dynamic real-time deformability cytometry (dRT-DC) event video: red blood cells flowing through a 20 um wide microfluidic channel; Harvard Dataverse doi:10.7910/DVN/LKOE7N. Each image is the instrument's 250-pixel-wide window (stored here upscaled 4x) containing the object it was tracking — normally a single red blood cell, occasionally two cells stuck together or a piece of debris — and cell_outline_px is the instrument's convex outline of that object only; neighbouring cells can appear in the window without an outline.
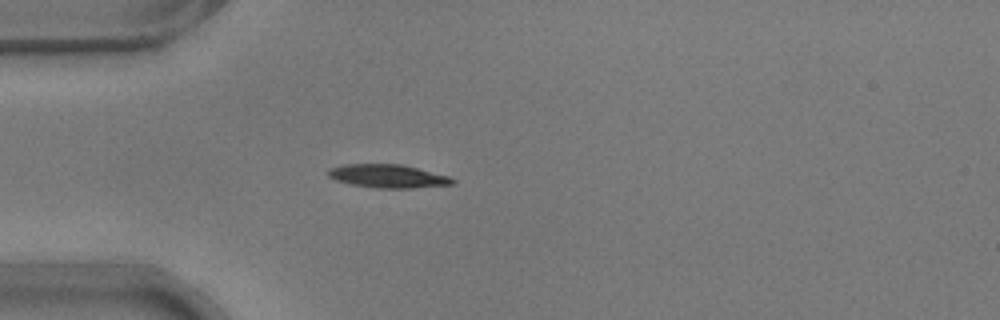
{"species": "common noctule bat (a hibernating species)", "species_latin": "Nyctalus noctula", "temperature_condition": "warm", "stored_images_in_passage": 40, "camera_frame_rate_fps": 3000, "um_per_image_px": 0.085, "animal": {"sex": "male", "body_mass_g": 17.9}, "frame": {"image": 1, "passage_image": 1, "time_ms": 0.0, "image_size_px": [1000, 320], "cell_outline_px": [[456, 180], [452, 184], [412, 188], [376, 188], [348, 184], [336, 180], [328, 176], [328, 168], [344, 164], [400, 164], [448, 176]], "centroid_in_image_um": [32.91, 14.97], "position_along_channel_um": 52.1, "area_um2": 16.82}}
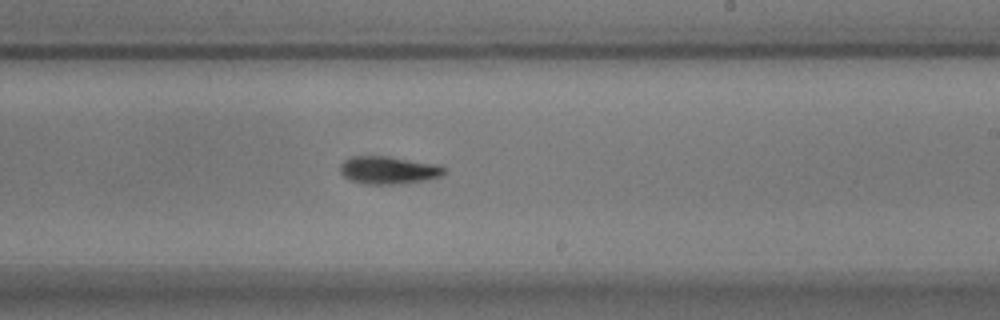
{"frame": {"image": 2, "passage_image": 18, "time_ms": 5.667, "image_size_px": [1000, 320], "cell_outline_px": [[444, 172], [440, 176], [420, 180], [392, 184], [368, 184], [352, 180], [344, 176], [340, 172], [340, 164], [344, 160], [352, 156], [388, 156], [436, 164], [444, 168]], "centroid_in_image_um": [32.95, 14.44], "position_along_channel_um": 256.0, "area_um2": 16.36}}
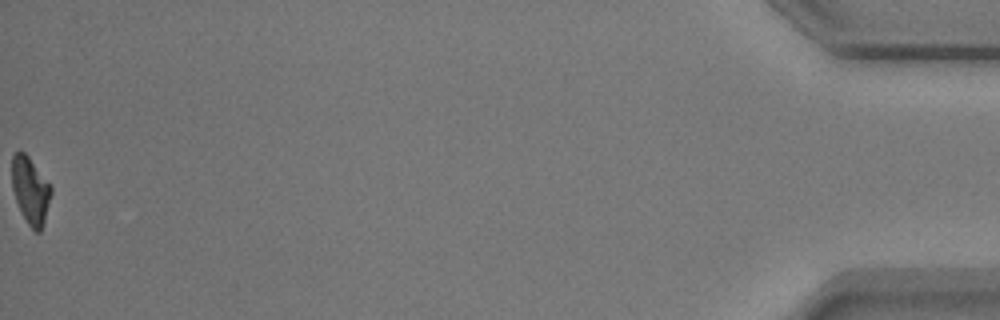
{"frame": {"image": 3, "passage_image": 40, "time_ms": 13.0, "image_size_px": [1000, 320], "cell_outline_px": [[52, 192], [44, 220], [40, 232], [36, 232], [28, 224], [20, 212], [12, 188], [12, 156], [20, 148], [28, 156], [52, 188]], "centroid_in_image_um": [2.56, 16.17], "position_along_channel_um": 432.6, "area_um2": 15.09}, "authors_computed_cell_mechanics": {"area_um2": 16.4152, "velocity_mm_per_s": 3.7584, "shape_relaxation_time_tau1_ms": 3.78, "shape_relaxation_time_tau2_ms": 11.3762, "deformation_change_tau1": 0.1792, "deformation_change_tau2": 0.2004}}